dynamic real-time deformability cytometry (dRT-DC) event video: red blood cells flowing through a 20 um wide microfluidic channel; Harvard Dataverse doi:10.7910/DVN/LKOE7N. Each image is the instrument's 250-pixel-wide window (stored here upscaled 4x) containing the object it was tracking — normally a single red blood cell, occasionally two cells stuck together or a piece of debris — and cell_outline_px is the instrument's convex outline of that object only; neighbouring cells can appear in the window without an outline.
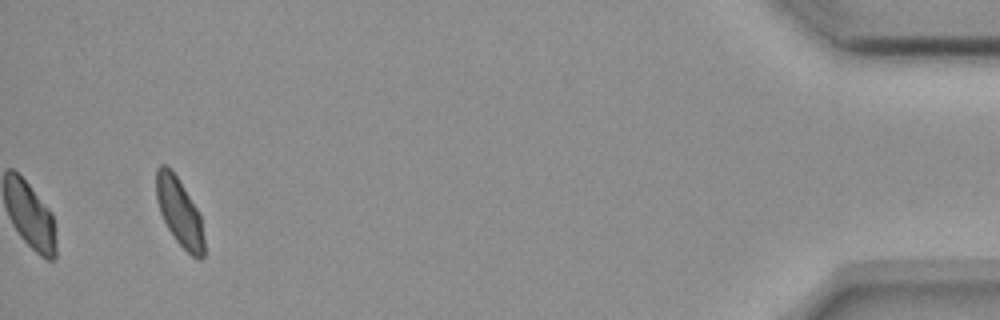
{"species": "common noctule bat (a hibernating species)", "species_latin": "Nyctalus noctula", "temperature_condition": "room temperature", "stored_images_in_passage": 42, "camera_frame_rate_fps": 3000, "um_per_image_px": 0.085, "animal": {"sex": "female", "body_mass_g": 18.4}, "frame": {"image": 1, "passage_image": 42, "time_ms": 13.667, "image_size_px": [1000, 320], "cell_outline_px": [[204, 256], [200, 260], [196, 260], [176, 240], [168, 228], [160, 212], [156, 200], [156, 168], [160, 164], [168, 164], [200, 212], [204, 236]], "centroid_in_image_um": [15.26, 18.02], "position_along_channel_um": 419.9, "area_um2": 19.07}}